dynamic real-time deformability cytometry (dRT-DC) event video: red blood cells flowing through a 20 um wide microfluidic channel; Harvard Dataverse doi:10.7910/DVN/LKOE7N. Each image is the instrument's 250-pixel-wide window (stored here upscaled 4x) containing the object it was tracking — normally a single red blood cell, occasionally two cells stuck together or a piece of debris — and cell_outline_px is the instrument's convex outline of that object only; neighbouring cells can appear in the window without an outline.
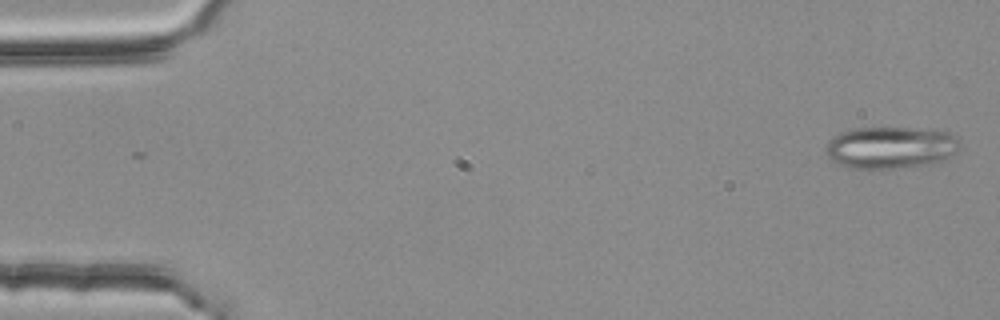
{"species": "common noctule bat (a hibernating species)", "species_latin": "Nyctalus noctula", "temperature_condition": "room temperature", "stored_images_in_passage": 4, "camera_frame_rate_fps": 3000, "um_per_image_px": 0.085, "animal": {"sex": "female", "body_mass_g": 25.1}, "frame": {"image": 1, "passage_image": 1, "time_ms": 0.0, "image_size_px": [1000, 320], "cell_outline_px": [[960, 144], [956, 152], [944, 160], [924, 164], [892, 168], [852, 168], [836, 164], [828, 156], [828, 140], [840, 132], [852, 128], [936, 128], [948, 132], [956, 136], [960, 140]], "centroid_in_image_um": [75.74, 12.51], "position_along_channel_um": 9.3, "area_um2": 32.83}}